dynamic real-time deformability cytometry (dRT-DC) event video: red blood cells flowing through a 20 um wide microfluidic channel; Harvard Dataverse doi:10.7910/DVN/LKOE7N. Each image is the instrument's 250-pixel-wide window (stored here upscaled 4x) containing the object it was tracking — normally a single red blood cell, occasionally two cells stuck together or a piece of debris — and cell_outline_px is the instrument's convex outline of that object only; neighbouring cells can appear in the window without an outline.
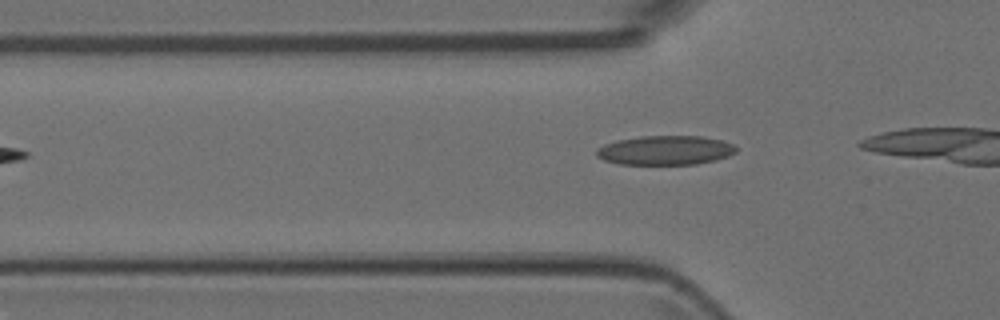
{"species": "Egyptian fruit bat (a non-hibernating species)", "species_latin": "Rousettus aegyptiacus", "temperature_condition": "room temperature", "stored_images_in_passage": 4, "camera_frame_rate_fps": 3000, "um_per_image_px": 0.085, "animal": {"sex": "female"}, "frame": {"image": 1, "passage_image": 4, "time_ms": 1.0, "image_size_px": [1000, 320], "cell_outline_px": [[736, 152], [728, 156], [716, 160], [696, 164], [620, 164], [604, 160], [596, 156], [596, 148], [604, 144], [616, 140], [640, 136], [700, 136], [720, 140], [732, 144], [736, 148]], "centroid_in_image_um": [56.51, 12.77], "position_along_channel_um": 69.3, "area_um2": 23.81}}